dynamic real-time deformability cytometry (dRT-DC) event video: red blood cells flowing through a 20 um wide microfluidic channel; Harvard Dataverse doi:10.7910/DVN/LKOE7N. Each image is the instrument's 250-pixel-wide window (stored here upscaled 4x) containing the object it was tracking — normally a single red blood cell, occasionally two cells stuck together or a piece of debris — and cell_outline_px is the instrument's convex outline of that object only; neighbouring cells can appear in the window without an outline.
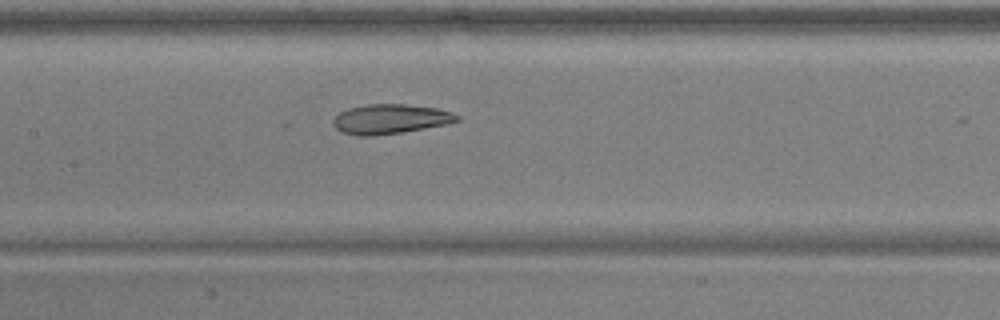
{"species": "common noctule bat (a hibernating species)", "species_latin": "Nyctalus noctula", "temperature_condition": "warm", "stored_images_in_passage": 49, "camera_frame_rate_fps": 3000, "um_per_image_px": 0.085, "animal": {"sex": "male", "body_mass_g": 17.9, "forearm_length_mm": 54.2}, "frame": {"image": 1, "passage_image": 25, "time_ms": 8.0, "image_size_px": [1000, 320], "cell_outline_px": [[460, 120], [444, 124], [424, 128], [376, 136], [356, 136], [344, 132], [336, 128], [332, 124], [332, 120], [340, 112], [348, 108], [364, 104], [404, 104], [436, 108], [452, 112], [460, 116]], "centroid_in_image_um": [33.14, 10.11], "position_along_channel_um": 174.3, "area_um2": 21.33}}
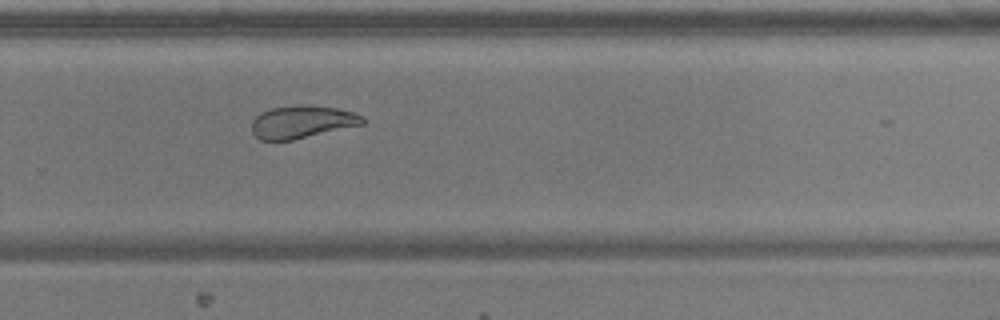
{"frame": {"image": 2, "passage_image": 35, "time_ms": 11.333, "image_size_px": [1000, 320], "cell_outline_px": [[368, 120], [364, 124], [292, 140], [260, 140], [252, 132], [252, 120], [260, 112], [272, 108], [300, 104], [308, 104], [336, 108], [356, 112], [364, 116]], "centroid_in_image_um": [25.72, 10.34], "position_along_channel_um": 304.1, "area_um2": 21.39}}
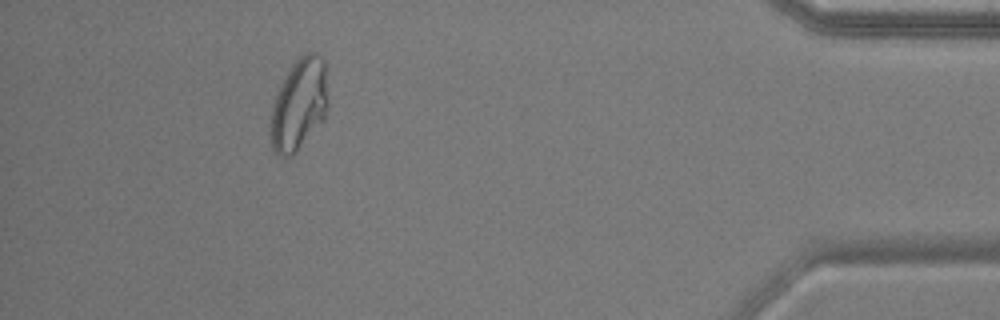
{"frame": {"image": 3, "passage_image": 47, "time_ms": 15.333, "image_size_px": [1000, 320], "cell_outline_px": [[328, 104], [324, 120], [296, 152], [292, 156], [276, 156], [272, 148], [272, 108], [276, 96], [292, 64], [304, 52], [316, 52], [324, 60], [328, 100]], "centroid_in_image_um": [25.46, 8.88], "position_along_channel_um": 409.7, "area_um2": 30.35}, "authors_computed_cell_mechanics": {"area_um2": 24.565, "velocity_mm_per_s": 3.8945, "shape_relaxation_time_tau1_ms": 0.7032, "shape_relaxation_time_tau2_ms": 3.2689, "deformation_change_tau1": 0.3546, "deformation_change_tau2": 0.0648}}